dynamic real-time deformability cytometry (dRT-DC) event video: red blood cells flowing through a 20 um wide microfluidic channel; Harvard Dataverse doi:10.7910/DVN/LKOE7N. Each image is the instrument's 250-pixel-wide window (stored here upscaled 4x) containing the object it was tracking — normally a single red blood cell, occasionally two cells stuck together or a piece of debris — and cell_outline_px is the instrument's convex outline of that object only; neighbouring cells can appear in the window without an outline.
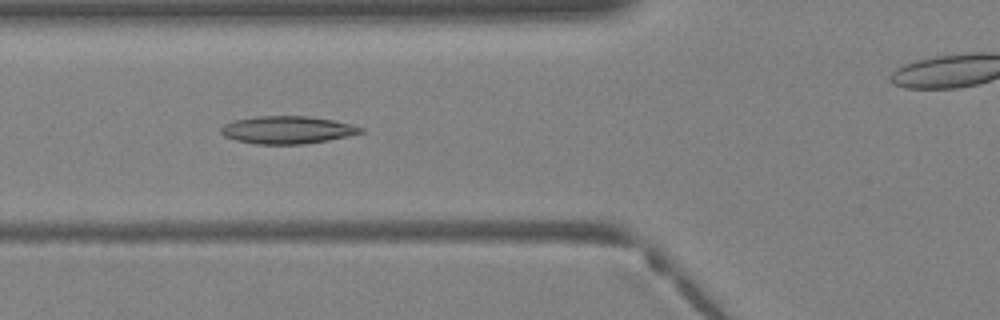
{"species": "Egyptian fruit bat (a non-hibernating species)", "species_latin": "Rousettus aegyptiacus", "temperature_condition": "warm", "stored_images_in_passage": 37, "camera_frame_rate_fps": 3000, "um_per_image_px": 0.085, "animal": {"sex": "female"}, "frame": {"image": 1, "passage_image": 15, "time_ms": 4.667, "image_size_px": [1000, 320], "cell_outline_px": [[364, 132], [348, 136], [328, 140], [304, 144], [256, 144], [236, 140], [224, 136], [220, 132], [220, 128], [224, 124], [236, 120], [256, 116], [308, 116], [332, 120], [352, 124], [364, 128]], "centroid_in_image_um": [24.43, 11.04], "position_along_channel_um": 101.4, "area_um2": 22.48}}
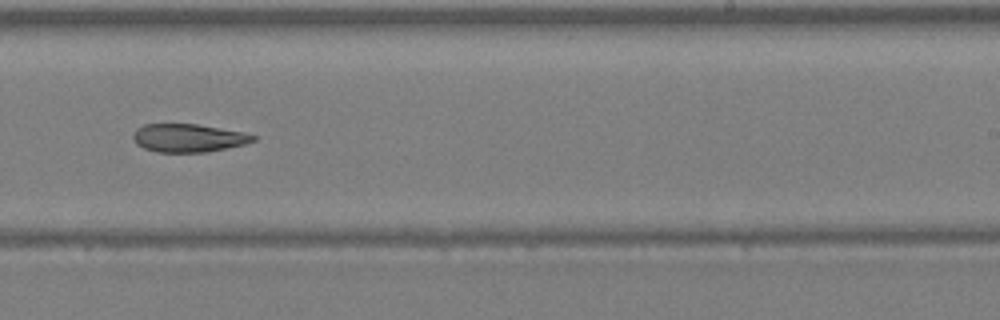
{"frame": {"image": 2, "passage_image": 25, "time_ms": 8.0, "image_size_px": [1000, 320], "cell_outline_px": [[256, 140], [244, 144], [208, 152], [156, 152], [144, 148], [136, 144], [132, 136], [136, 128], [144, 124], [196, 124], [240, 132], [256, 136]], "centroid_in_image_um": [15.95, 11.73], "position_along_channel_um": 273.0, "area_um2": 19.54}}
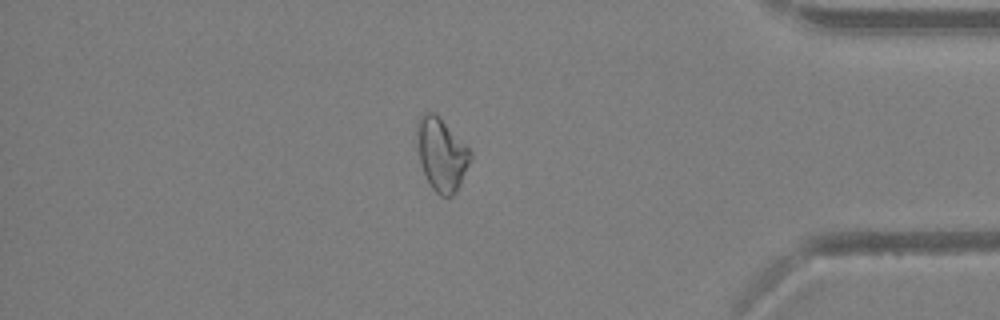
{"frame": {"image": 3, "passage_image": 34, "time_ms": 11.0, "image_size_px": [1000, 320], "cell_outline_px": [[472, 156], [460, 184], [456, 192], [452, 196], [440, 196], [432, 188], [424, 172], [420, 160], [416, 132], [416, 124], [420, 116], [424, 112], [436, 112], [440, 116], [472, 152]], "centroid_in_image_um": [37.53, 13.08], "position_along_channel_um": 397.7, "area_um2": 22.54}}